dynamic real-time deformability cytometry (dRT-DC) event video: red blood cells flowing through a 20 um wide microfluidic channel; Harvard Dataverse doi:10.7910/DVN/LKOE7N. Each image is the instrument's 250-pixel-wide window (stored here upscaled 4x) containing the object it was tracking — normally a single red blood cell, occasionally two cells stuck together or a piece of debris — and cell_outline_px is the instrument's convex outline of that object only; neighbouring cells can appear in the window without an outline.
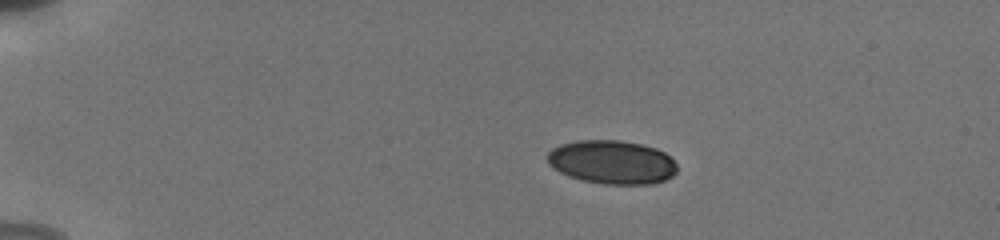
{"species": "human", "species_latin": "Homo sapiens", "temperature_condition": "cold", "stored_images_in_passage": 33, "camera_frame_rate_fps": 3000, "um_per_image_px": 0.085, "donor": {"sex": "male"}, "frame": {"image": 1, "passage_image": 1, "time_ms": 0.0, "image_size_px": [1000, 240], "cell_outline_px": [[676, 172], [672, 176], [664, 180], [652, 184], [604, 184], [584, 180], [568, 176], [552, 168], [548, 164], [548, 152], [552, 148], [560, 144], [580, 140], [620, 140], [640, 144], [656, 148], [664, 152], [676, 164]], "centroid_in_image_um": [52.0, 13.78], "position_along_channel_um": 33.0, "area_um2": 32.95}}
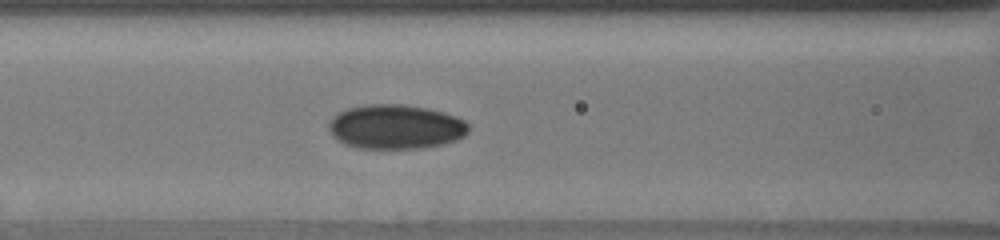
{"frame": {"image": 2, "passage_image": 7, "time_ms": 4.667, "image_size_px": [1000, 240], "cell_outline_px": [[468, 132], [464, 136], [456, 140], [444, 144], [424, 148], [356, 148], [344, 144], [332, 136], [328, 128], [328, 124], [332, 116], [348, 108], [368, 104], [404, 104], [428, 108], [444, 112], [456, 116], [464, 120], [468, 124]], "centroid_in_image_um": [33.63, 10.78], "position_along_channel_um": 133.0, "area_um2": 36.47}}
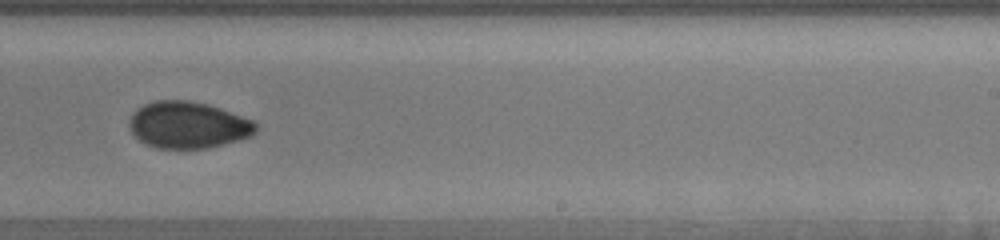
{"frame": {"image": 3, "passage_image": 15, "time_ms": 8.333, "image_size_px": [1000, 240], "cell_outline_px": [[256, 132], [252, 136], [240, 140], [208, 148], [156, 148], [144, 144], [132, 132], [128, 124], [132, 112], [136, 108], [144, 104], [156, 100], [188, 100], [208, 104], [220, 108], [252, 120], [256, 124]], "centroid_in_image_um": [15.97, 10.62], "position_along_channel_um": 273.0, "area_um2": 34.56}, "authors_computed_cell_mechanics": {"area_um2": 33.3506, "velocity_mm_per_s": 3.8341, "shape_relaxation_time_tau1_ms": null, "shape_relaxation_time_tau2_ms": 1.5148, "deformation_change_tau1": null, "deformation_change_tau2": 0.031}}